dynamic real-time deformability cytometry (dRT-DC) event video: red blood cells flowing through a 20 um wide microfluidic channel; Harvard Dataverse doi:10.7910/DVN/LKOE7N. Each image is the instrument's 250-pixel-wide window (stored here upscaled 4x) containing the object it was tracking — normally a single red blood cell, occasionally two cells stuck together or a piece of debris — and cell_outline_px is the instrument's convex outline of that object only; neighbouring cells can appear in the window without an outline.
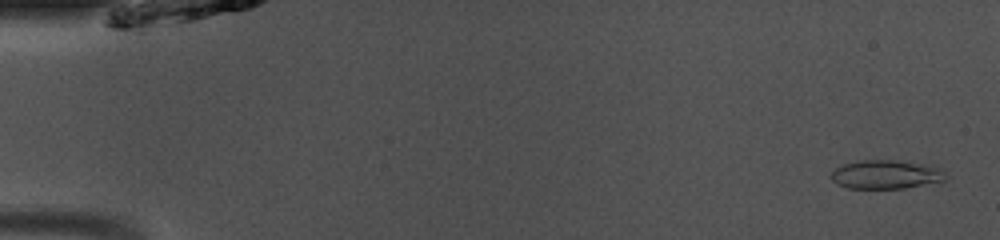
{"species": "common noctule bat (a hibernating species)", "species_latin": "Nyctalus noctula", "temperature_condition": "room temperature", "stored_images_in_passage": 48, "camera_frame_rate_fps": 3000, "um_per_image_px": 0.085, "animal": {"sex": "male", "body_mass_g": 13.0, "forearm_length_mm": 53.1}, "frame": {"image": 1, "passage_image": 2, "time_ms": 0.333, "image_size_px": [1000, 240], "cell_outline_px": [[948, 176], [944, 180], [904, 188], [848, 188], [836, 184], [832, 180], [832, 172], [836, 168], [844, 164], [860, 160], [892, 160], [920, 164], [944, 168]], "centroid_in_image_um": [75.32, 14.83], "position_along_channel_um": 9.7, "area_um2": 19.02}}
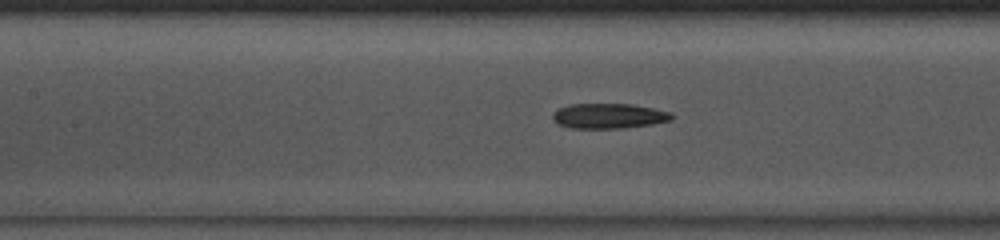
{"frame": {"image": 2, "passage_image": 22, "time_ms": 7.0, "image_size_px": [1000, 240], "cell_outline_px": [[676, 116], [672, 120], [652, 124], [624, 128], [572, 128], [560, 124], [552, 120], [552, 116], [560, 108], [568, 104], [632, 104], [672, 112]], "centroid_in_image_um": [51.81, 9.85], "position_along_channel_um": 155.6, "area_um2": 17.4}}
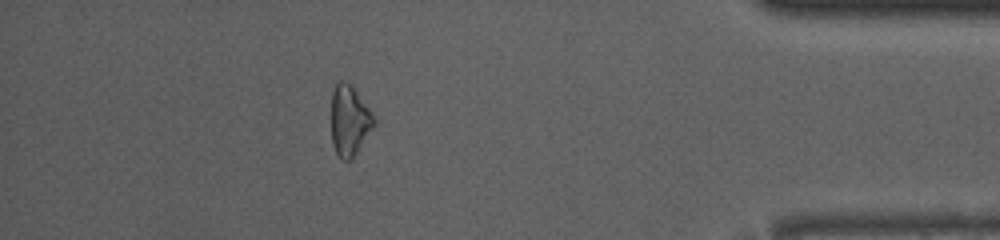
{"frame": {"image": 3, "passage_image": 43, "time_ms": 14.0, "image_size_px": [1000, 240], "cell_outline_px": [[376, 124], [352, 160], [340, 160], [332, 144], [332, 92], [336, 84], [340, 80], [344, 80], [352, 88], [368, 108], [376, 120]], "centroid_in_image_um": [29.7, 10.31], "position_along_channel_um": 405.5, "area_um2": 17.28}}